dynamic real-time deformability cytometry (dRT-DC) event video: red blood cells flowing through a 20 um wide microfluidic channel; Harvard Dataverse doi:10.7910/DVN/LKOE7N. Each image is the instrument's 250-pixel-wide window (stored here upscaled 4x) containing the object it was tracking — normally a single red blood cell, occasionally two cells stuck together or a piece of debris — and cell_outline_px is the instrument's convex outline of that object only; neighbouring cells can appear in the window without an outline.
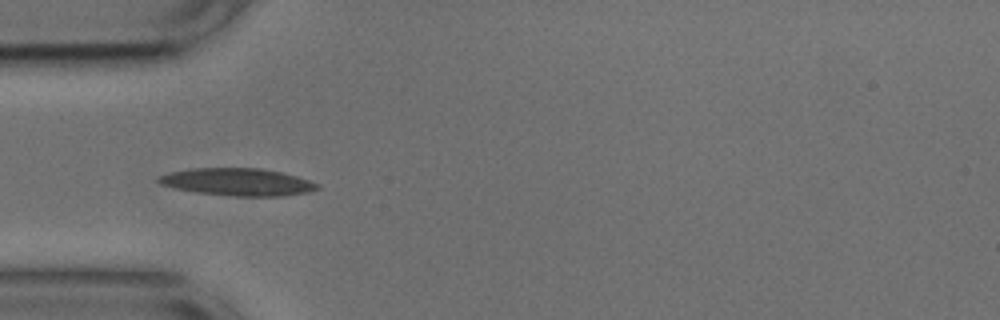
{"species": "common noctule bat (a hibernating species)", "species_latin": "Nyctalus noctula", "temperature_condition": "cold", "stored_images_in_passage": 35, "camera_frame_rate_fps": 3000, "um_per_image_px": 0.085, "animal": {"sex": "male", "body_mass_g": 17.9, "forearm_length_mm": 54.2}, "frame": {"image": 1, "passage_image": 1, "time_ms": 0.0, "image_size_px": [1000, 320], "cell_outline_px": [[320, 188], [308, 192], [280, 196], [236, 196], [196, 192], [176, 188], [160, 184], [156, 180], [160, 176], [172, 172], [192, 168], [260, 168], [280, 172], [296, 176], [320, 184]], "centroid_in_image_um": [20.22, 15.47], "position_along_channel_um": 64.8, "area_um2": 25.09}}
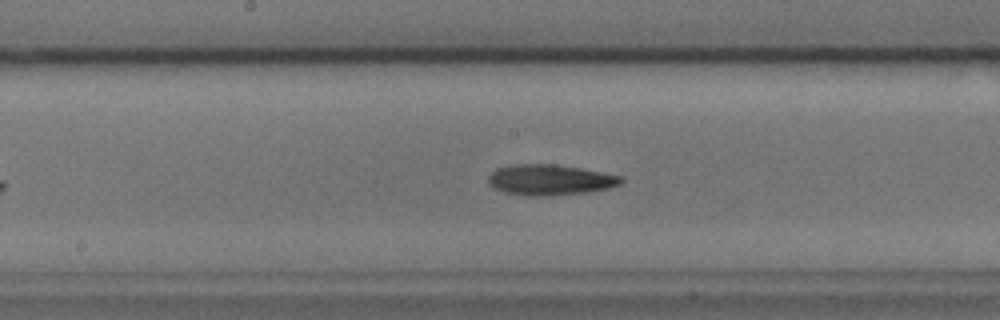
{"frame": {"image": 2, "passage_image": 12, "time_ms": 3.667, "image_size_px": [1000, 320], "cell_outline_px": [[624, 180], [620, 184], [608, 188], [588, 192], [552, 196], [524, 196], [504, 192], [496, 188], [488, 180], [488, 176], [496, 168], [512, 164], [552, 164], [580, 168], [624, 176]], "centroid_in_image_um": [46.77, 15.29], "position_along_channel_um": 201.4, "area_um2": 23.81}}
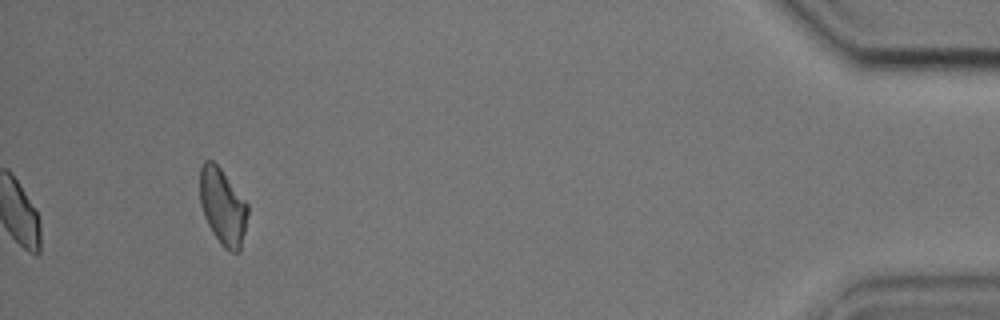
{"frame": {"image": 3, "passage_image": 35, "time_ms": 11.333, "image_size_px": [1000, 320], "cell_outline_px": [[248, 212], [240, 252], [232, 252], [224, 248], [220, 244], [212, 232], [204, 216], [200, 204], [200, 168], [204, 160], [212, 160], [220, 168], [248, 204]], "centroid_in_image_um": [18.92, 17.57], "position_along_channel_um": 416.3, "area_um2": 21.21}, "authors_computed_cell_mechanics": {"area_um2": 22.542, "velocity_mm_per_s": 3.722, "shape_relaxation_time_tau1_ms": 5.5272, "shape_relaxation_time_tau2_ms": null, "deformation_change_tau1": 0.1389, "deformation_change_tau2": null}}